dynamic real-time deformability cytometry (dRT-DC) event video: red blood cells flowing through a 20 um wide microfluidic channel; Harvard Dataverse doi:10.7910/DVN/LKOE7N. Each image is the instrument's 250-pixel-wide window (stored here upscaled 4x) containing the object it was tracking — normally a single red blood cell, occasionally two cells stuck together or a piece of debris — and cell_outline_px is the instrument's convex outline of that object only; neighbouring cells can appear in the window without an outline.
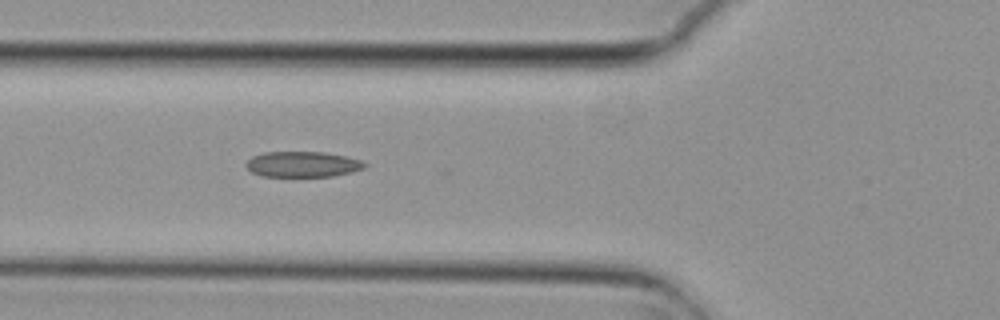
{"species": "common noctule bat (a hibernating species)", "species_latin": "Nyctalus noctula", "temperature_condition": "cold", "stored_images_in_passage": 5, "camera_frame_rate_fps": 3000, "um_per_image_px": 0.085, "animal": {"sex": "female", "body_mass_g": 29.2, "forearm_length_mm": 56.3}, "frame": {"image": 1, "passage_image": 5, "time_ms": 1.333, "image_size_px": [1000, 320], "cell_outline_px": [[368, 164], [364, 168], [352, 172], [332, 176], [260, 176], [252, 172], [244, 164], [252, 156], [264, 152], [324, 152], [348, 156], [360, 160]], "centroid_in_image_um": [25.73, 13.96], "position_along_channel_um": 100.1, "area_um2": 17.74}}